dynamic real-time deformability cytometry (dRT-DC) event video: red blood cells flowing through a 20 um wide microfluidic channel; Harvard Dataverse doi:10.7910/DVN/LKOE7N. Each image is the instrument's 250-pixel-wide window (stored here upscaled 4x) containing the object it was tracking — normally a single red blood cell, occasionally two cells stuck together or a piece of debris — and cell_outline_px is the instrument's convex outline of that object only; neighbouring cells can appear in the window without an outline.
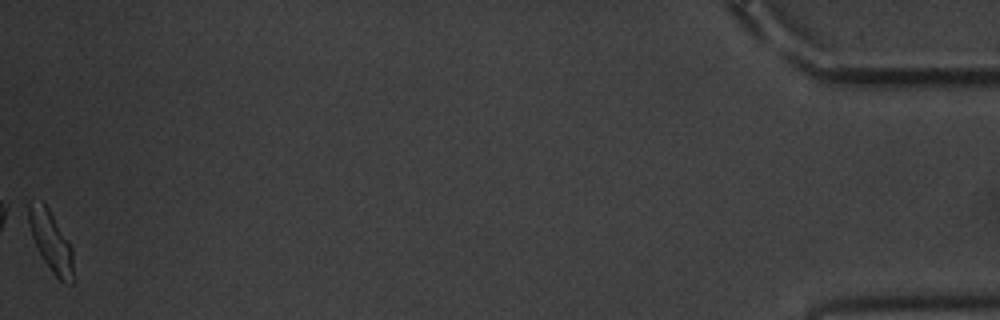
{"species": "common noctule bat (a hibernating species)", "species_latin": "Nyctalus noctula", "temperature_condition": "warm", "stored_images_in_passage": 60, "camera_frame_rate_fps": 3000, "um_per_image_px": 0.085, "animal": {"sex": "male", "body_mass_g": 20.1, "forearm_length_mm": 53.5}, "frame": {"image": 1, "passage_image": 60, "time_ms": 19.667, "image_size_px": [1000, 320], "cell_outline_px": [[72, 284], [60, 280], [52, 272], [44, 260], [32, 236], [20, 208], [20, 204], [28, 200], [40, 200], [48, 208], [72, 244]], "centroid_in_image_um": [4.19, 20.3], "position_along_channel_um": 431.0, "area_um2": 16.53}, "authors_computed_cell_mechanics": {"area_um2": 17.2244, "velocity_mm_per_s": 3.351, "shape_relaxation_time_tau1_ms": 4.2385, "shape_relaxation_time_tau2_ms": 2.5125, "deformation_change_tau1": 0.1179, "deformation_change_tau2": 0.0793}}